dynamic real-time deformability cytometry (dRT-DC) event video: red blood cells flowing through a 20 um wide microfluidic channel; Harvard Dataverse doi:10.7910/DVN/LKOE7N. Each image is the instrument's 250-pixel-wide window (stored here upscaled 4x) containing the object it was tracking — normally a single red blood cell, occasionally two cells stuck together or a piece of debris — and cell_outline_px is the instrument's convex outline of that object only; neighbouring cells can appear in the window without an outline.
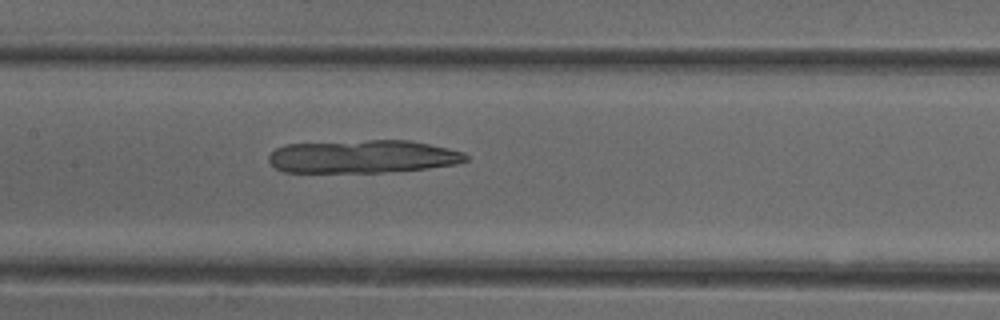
{"species": "common noctule bat (a hibernating species)", "species_latin": "Nyctalus noctula", "temperature_condition": "cold", "stored_images_in_passage": 48, "camera_frame_rate_fps": 3000, "um_per_image_px": 0.085, "animal": {"sex": "female"}, "frame": {"image": 1, "passage_image": 24, "time_ms": 7.667, "image_size_px": [1000, 320], "cell_outline_px": [[468, 160], [456, 164], [428, 168], [380, 172], [284, 172], [276, 168], [268, 160], [268, 156], [276, 148], [288, 144], [368, 140], [412, 140], [448, 148], [464, 152], [468, 156]], "centroid_in_image_um": [30.86, 13.3], "position_along_channel_um": 176.5, "area_um2": 37.92}}
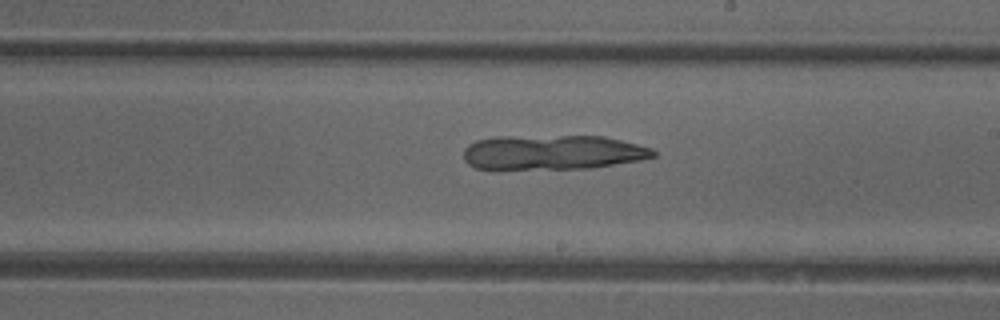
{"frame": {"image": 2, "passage_image": 29, "time_ms": 9.333, "image_size_px": [1000, 320], "cell_outline_px": [[656, 156], [640, 160], [592, 168], [476, 168], [468, 164], [464, 160], [464, 148], [468, 144], [476, 140], [496, 136], [604, 136], [652, 148], [656, 152]], "centroid_in_image_um": [46.98, 12.93], "position_along_channel_um": 242.0, "area_um2": 38.15}}